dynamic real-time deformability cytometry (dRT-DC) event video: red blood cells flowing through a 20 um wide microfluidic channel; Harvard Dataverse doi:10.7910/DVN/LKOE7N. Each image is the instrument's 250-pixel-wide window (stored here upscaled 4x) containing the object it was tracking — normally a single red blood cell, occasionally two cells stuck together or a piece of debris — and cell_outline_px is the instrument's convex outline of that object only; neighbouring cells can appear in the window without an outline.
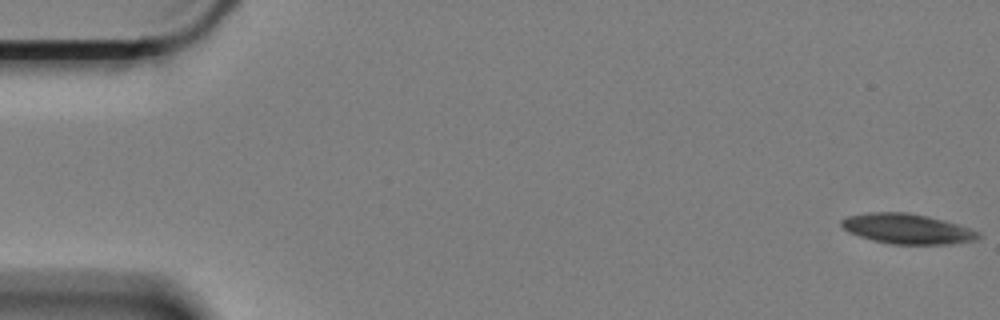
{"species": "Egyptian fruit bat (a non-hibernating species)", "species_latin": "Rousettus aegyptiacus", "temperature_condition": "cold", "stored_images_in_passage": 60, "camera_frame_rate_fps": 3000, "um_per_image_px": 0.085, "animal": {"sex": "female"}, "frame": {"image": 1, "passage_image": 1, "time_ms": 0.0, "image_size_px": [1000, 320], "cell_outline_px": [[980, 236], [976, 240], [948, 244], [892, 244], [872, 240], [848, 232], [840, 224], [840, 220], [848, 216], [868, 212], [908, 212], [928, 216], [944, 220], [980, 232]], "centroid_in_image_um": [77.09, 19.44], "position_along_channel_um": 7.9, "area_um2": 23.93}}
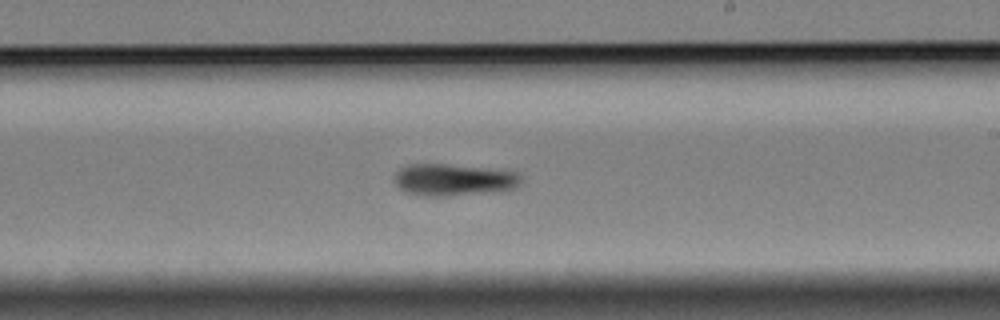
{"frame": {"image": 2, "passage_image": 35, "time_ms": 11.333, "image_size_px": [1000, 320], "cell_outline_px": [[520, 184], [516, 188], [504, 192], [448, 196], [424, 196], [404, 192], [392, 180], [396, 172], [400, 168], [408, 164], [444, 164], [488, 168], [520, 172]], "centroid_in_image_um": [38.59, 15.3], "position_along_channel_um": 250.4, "area_um2": 24.16}}
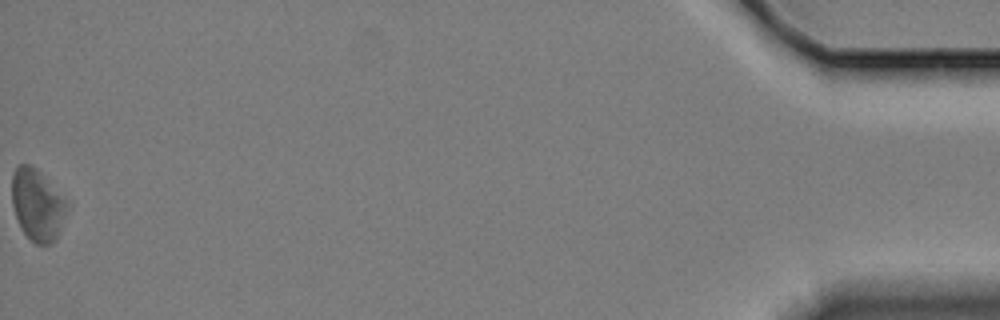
{"frame": {"image": 3, "passage_image": 60, "time_ms": 19.667, "image_size_px": [1000, 320], "cell_outline_px": [[68, 204], [56, 240], [48, 244], [36, 244], [20, 228], [12, 204], [12, 172], [20, 164], [28, 164], [36, 168], [40, 172]], "centroid_in_image_um": [3.14, 17.41], "position_along_channel_um": 432.1, "area_um2": 22.43}, "authors_computed_cell_mechanics": {"area_um2": 23.5535, "velocity_mm_per_s": 3.337, "shape_relaxation_time_tau1_ms": 2.3002, "shape_relaxation_time_tau2_ms": null, "deformation_change_tau1": 0.0849, "deformation_change_tau2": null}}